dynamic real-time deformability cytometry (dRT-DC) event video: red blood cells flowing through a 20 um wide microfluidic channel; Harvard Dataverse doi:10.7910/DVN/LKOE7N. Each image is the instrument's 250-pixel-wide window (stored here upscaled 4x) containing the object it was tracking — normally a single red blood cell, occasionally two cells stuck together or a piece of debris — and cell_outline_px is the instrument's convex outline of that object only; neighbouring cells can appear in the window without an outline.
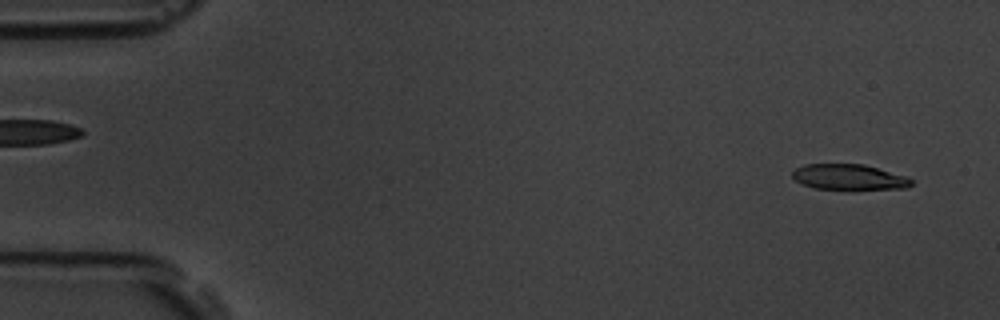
{"species": "common noctule bat (a hibernating species)", "species_latin": "Nyctalus noctula", "temperature_condition": "room temperature", "stored_images_in_passage": 56, "camera_frame_rate_fps": 3000, "um_per_image_px": 0.085, "animal": {"sex": "male", "body_mass_g": 19.5, "forearm_length_mm": 54.6}, "frame": {"image": 1, "passage_image": 3, "time_ms": 0.667, "image_size_px": [1000, 320], "cell_outline_px": [[912, 184], [908, 188], [852, 192], [848, 192], [812, 188], [796, 180], [792, 176], [792, 172], [796, 168], [804, 164], [864, 164], [908, 176], [912, 180]], "centroid_in_image_um": [72.23, 15.11], "position_along_channel_um": 12.8, "area_um2": 18.84}}
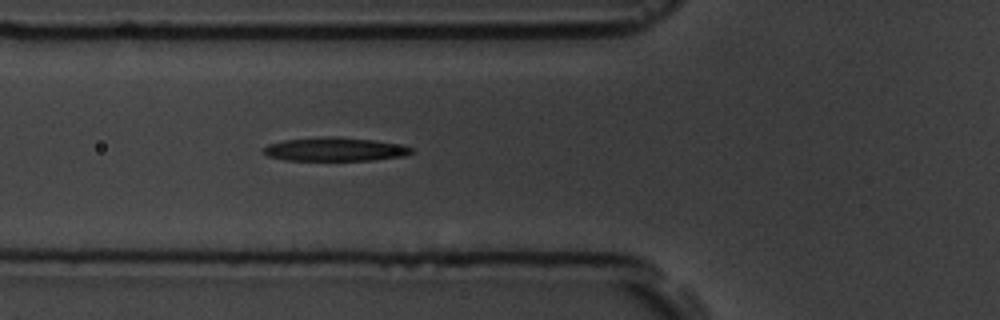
{"frame": {"image": 2, "passage_image": 20, "time_ms": 6.333, "image_size_px": [1000, 320], "cell_outline_px": [[412, 152], [404, 156], [372, 160], [284, 160], [268, 156], [264, 152], [264, 148], [268, 144], [284, 140], [328, 136], [340, 136], [372, 140], [400, 144], [412, 148]], "centroid_in_image_um": [28.46, 12.68], "position_along_channel_um": 97.3, "area_um2": 20.29}}
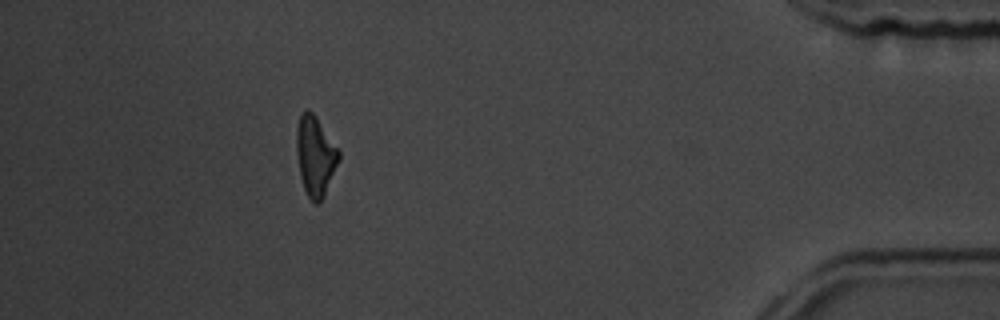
{"frame": {"image": 3, "passage_image": 50, "time_ms": 16.333, "image_size_px": [1000, 320], "cell_outline_px": [[340, 160], [324, 196], [320, 204], [312, 204], [304, 188], [300, 176], [296, 152], [296, 132], [300, 116], [304, 108], [308, 108], [316, 116], [340, 152]], "centroid_in_image_um": [26.8, 13.27], "position_along_channel_um": 408.4, "area_um2": 19.83}, "authors_computed_cell_mechanics": {"area_um2": 20.23, "velocity_mm_per_s": 3.6485, "shape_relaxation_time_tau1_ms": 4.0889, "shape_relaxation_time_tau2_ms": 8.9917, "deformation_change_tau1": 0.2086, "deformation_change_tau2": 0.2616}}